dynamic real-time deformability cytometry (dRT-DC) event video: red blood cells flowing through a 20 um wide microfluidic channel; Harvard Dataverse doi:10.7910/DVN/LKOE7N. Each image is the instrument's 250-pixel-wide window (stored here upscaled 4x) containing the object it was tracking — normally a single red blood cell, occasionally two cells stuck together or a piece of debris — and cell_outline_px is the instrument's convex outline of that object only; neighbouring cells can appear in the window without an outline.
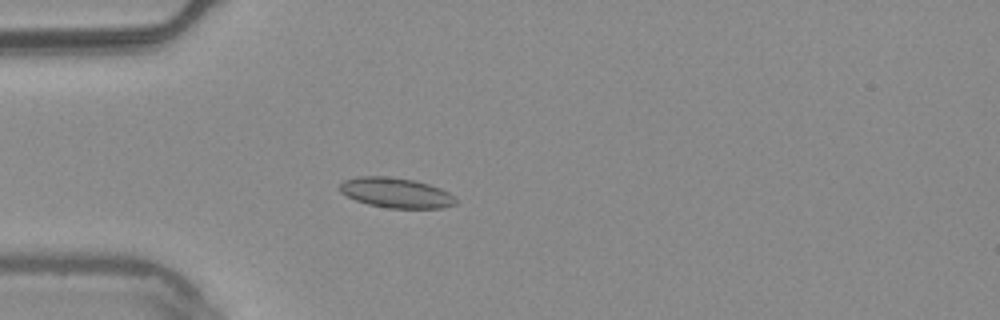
{"species": "common noctule bat (a hibernating species)", "species_latin": "Nyctalus noctula", "temperature_condition": "warm", "stored_images_in_passage": 4, "camera_frame_rate_fps": 3000, "um_per_image_px": 0.085, "animal": {"sex": "male", "body_mass_g": 20.4}, "frame": {"image": 1, "passage_image": 4, "time_ms": 1.0, "image_size_px": [1000, 320], "cell_outline_px": [[456, 204], [444, 208], [388, 208], [368, 204], [356, 200], [340, 192], [340, 184], [344, 180], [360, 176], [384, 176], [412, 180], [428, 184], [440, 188], [448, 192], [456, 200]], "centroid_in_image_um": [33.66, 16.39], "position_along_channel_um": 51.3, "area_um2": 20.11}}